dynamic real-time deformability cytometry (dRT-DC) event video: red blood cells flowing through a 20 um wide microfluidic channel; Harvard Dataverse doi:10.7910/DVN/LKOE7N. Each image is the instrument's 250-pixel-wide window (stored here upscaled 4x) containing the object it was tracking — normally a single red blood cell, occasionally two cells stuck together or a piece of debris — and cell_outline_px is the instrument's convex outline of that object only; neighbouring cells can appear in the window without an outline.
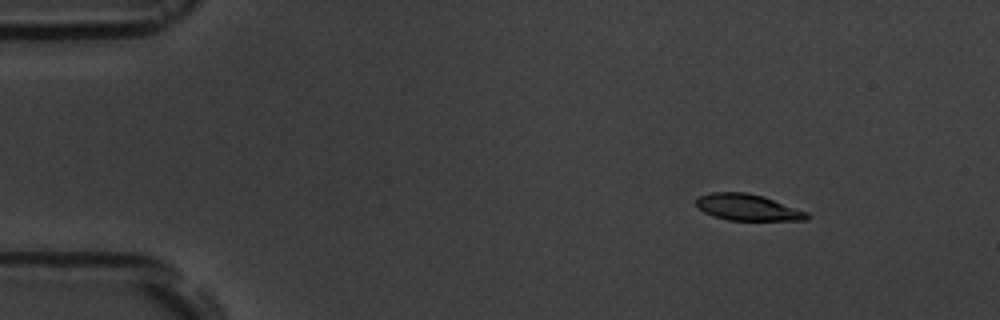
{"species": "common noctule bat (a hibernating species)", "species_latin": "Nyctalus noctula", "temperature_condition": "room temperature", "stored_images_in_passage": 5, "camera_frame_rate_fps": 3000, "um_per_image_px": 0.085, "animal": {"sex": "male", "body_mass_g": 19.5, "forearm_length_mm": 54.6}, "frame": {"image": 1, "passage_image": 2, "time_ms": 1.333, "image_size_px": [1000, 320], "cell_outline_px": [[808, 220], [728, 220], [712, 216], [696, 208], [696, 196], [712, 192], [748, 192], [764, 196], [808, 212]], "centroid_in_image_um": [63.5, 17.61], "position_along_channel_um": 21.5, "area_um2": 17.22}}
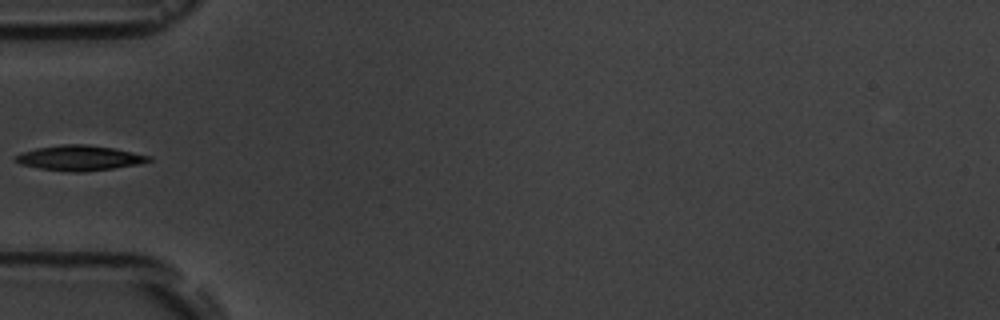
{"frame": {"image": 2, "passage_image": 5, "time_ms": 5.333, "image_size_px": [1000, 320], "cell_outline_px": [[152, 160], [140, 164], [84, 172], [72, 172], [40, 168], [20, 164], [12, 160], [20, 152], [36, 148], [60, 144], [88, 144], [112, 148], [152, 156]], "centroid_in_image_um": [6.73, 13.42], "position_along_channel_um": 78.3, "area_um2": 19.54}}